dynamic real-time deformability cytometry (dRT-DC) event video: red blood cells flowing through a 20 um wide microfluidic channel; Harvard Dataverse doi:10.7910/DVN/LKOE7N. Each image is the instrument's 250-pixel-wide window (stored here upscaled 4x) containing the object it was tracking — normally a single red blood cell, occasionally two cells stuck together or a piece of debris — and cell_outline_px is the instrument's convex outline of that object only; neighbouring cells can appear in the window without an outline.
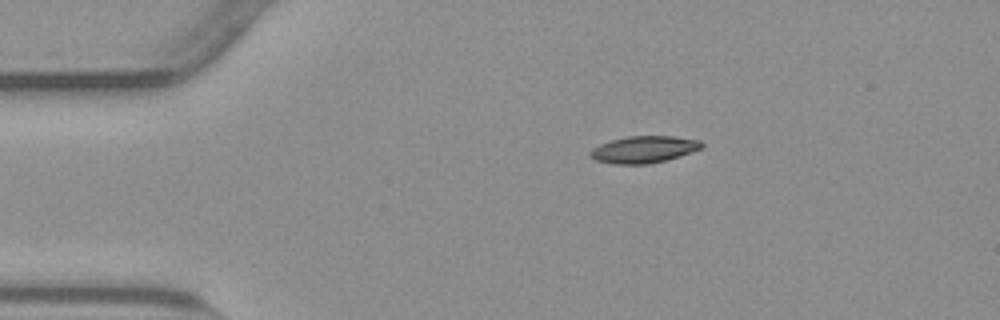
{"species": "common noctule bat (a hibernating species)", "species_latin": "Nyctalus noctula", "temperature_condition": "warm", "stored_images_in_passage": 45, "camera_frame_rate_fps": 3000, "um_per_image_px": 0.085, "animal": {"sex": "male", "body_mass_g": 23.1, "forearm_length_mm": 52.7}, "frame": {"image": 1, "passage_image": 1, "time_ms": 0.0, "image_size_px": [1000, 320], "cell_outline_px": [[704, 148], [680, 156], [648, 164], [612, 164], [596, 160], [588, 156], [588, 152], [592, 148], [600, 144], [612, 140], [628, 136], [672, 136], [700, 140], [704, 144]], "centroid_in_image_um": [54.72, 12.7], "position_along_channel_um": 30.3, "area_um2": 17.57}}
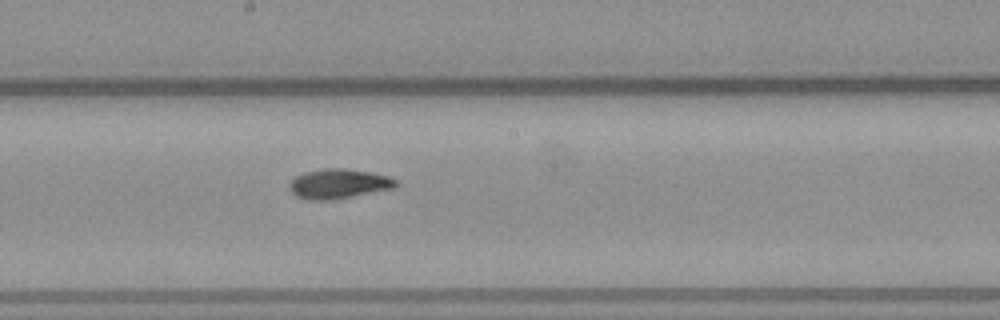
{"frame": {"image": 2, "passage_image": 20, "time_ms": 6.333, "image_size_px": [1000, 320], "cell_outline_px": [[400, 184], [396, 188], [332, 200], [312, 200], [296, 196], [288, 188], [288, 184], [296, 176], [304, 172], [320, 168], [344, 168], [372, 172], [388, 176], [396, 180]], "centroid_in_image_um": [28.8, 15.61], "position_along_channel_um": 219.4, "area_um2": 18.67}}
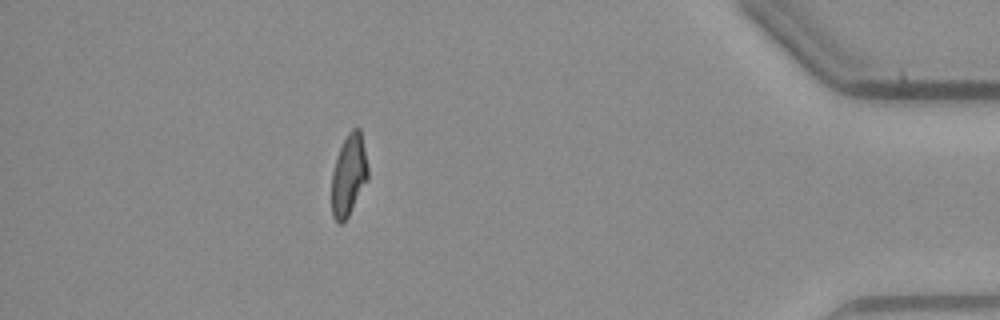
{"frame": {"image": 3, "passage_image": 39, "time_ms": 12.667, "image_size_px": [1000, 320], "cell_outline_px": [[368, 180], [348, 216], [340, 224], [332, 216], [332, 172], [340, 148], [348, 132], [352, 128], [360, 128], [368, 168]], "centroid_in_image_um": [29.65, 14.88], "position_along_channel_um": 405.6, "area_um2": 16.99}, "authors_computed_cell_mechanics": {"area_um2": 17.8602, "velocity_mm_per_s": 3.7843, "shape_relaxation_time_tau1_ms": 5.1948, "shape_relaxation_time_tau2_ms": 4.5068, "deformation_change_tau1": 0.1848, "deformation_change_tau2": 0.1078}}